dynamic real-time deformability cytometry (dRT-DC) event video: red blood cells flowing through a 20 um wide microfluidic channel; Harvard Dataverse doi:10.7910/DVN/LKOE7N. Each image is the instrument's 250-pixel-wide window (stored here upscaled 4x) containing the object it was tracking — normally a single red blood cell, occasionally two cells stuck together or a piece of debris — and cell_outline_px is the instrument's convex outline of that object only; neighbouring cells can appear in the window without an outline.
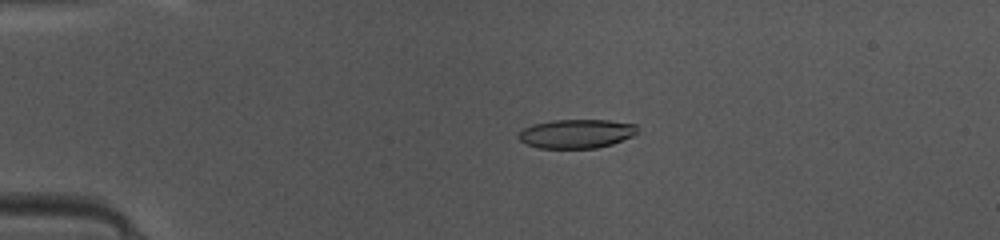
{"species": "common noctule bat (a hibernating species)", "species_latin": "Nyctalus noctula", "temperature_condition": "warm", "stored_images_in_passage": 39, "camera_frame_rate_fps": 3000, "um_per_image_px": 0.085, "animal": {"sex": "female", "body_mass_g": 10.0, "forearm_length_mm": 53.1}, "frame": {"image": 1, "passage_image": 2, "time_ms": 0.333, "image_size_px": [1000, 240], "cell_outline_px": [[640, 132], [632, 136], [612, 144], [596, 148], [540, 148], [528, 144], [520, 140], [516, 136], [524, 128], [532, 124], [552, 120], [608, 120], [636, 124]], "centroid_in_image_um": [49.02, 11.36], "position_along_channel_um": 36.0, "area_um2": 20.11}}
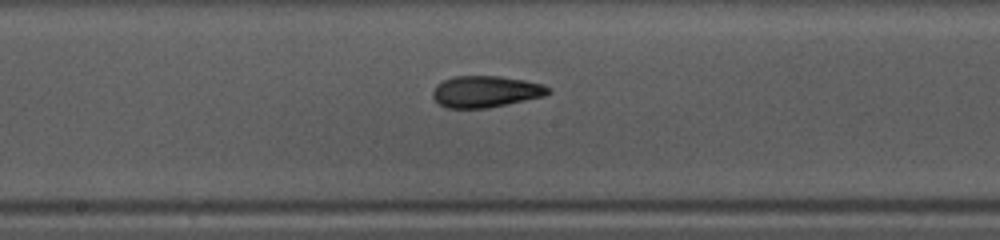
{"frame": {"image": 2, "passage_image": 17, "time_ms": 5.333, "image_size_px": [1000, 240], "cell_outline_px": [[552, 92], [544, 96], [488, 108], [448, 108], [440, 104], [432, 96], [432, 92], [436, 84], [452, 76], [500, 76], [524, 80], [544, 84], [552, 88]], "centroid_in_image_um": [41.31, 7.77], "position_along_channel_um": 206.9, "area_um2": 21.33}}
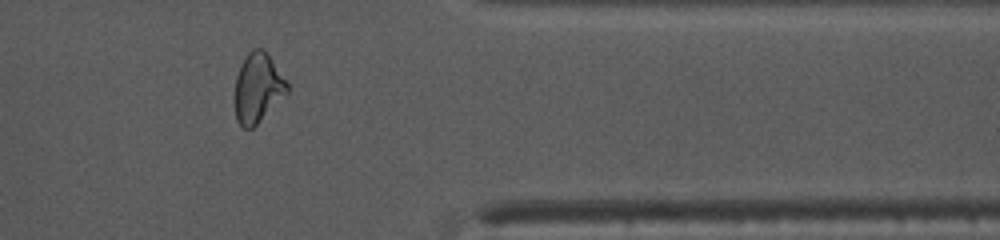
{"frame": {"image": 3, "passage_image": 31, "time_ms": 10.0, "image_size_px": [1000, 240], "cell_outline_px": [[288, 92], [252, 128], [244, 128], [236, 120], [236, 76], [244, 56], [252, 48], [264, 48], [288, 80]], "centroid_in_image_um": [21.94, 7.41], "position_along_channel_um": 389.5, "area_um2": 21.1}, "authors_computed_cell_mechanics": {"area_um2": 21.0392, "velocity_mm_per_s": 4.1615, "shape_relaxation_time_tau1_ms": 5.5782, "shape_relaxation_time_tau2_ms": 1.7319, "deformation_change_tau1": 0.2232, "deformation_change_tau2": 0.0937}}